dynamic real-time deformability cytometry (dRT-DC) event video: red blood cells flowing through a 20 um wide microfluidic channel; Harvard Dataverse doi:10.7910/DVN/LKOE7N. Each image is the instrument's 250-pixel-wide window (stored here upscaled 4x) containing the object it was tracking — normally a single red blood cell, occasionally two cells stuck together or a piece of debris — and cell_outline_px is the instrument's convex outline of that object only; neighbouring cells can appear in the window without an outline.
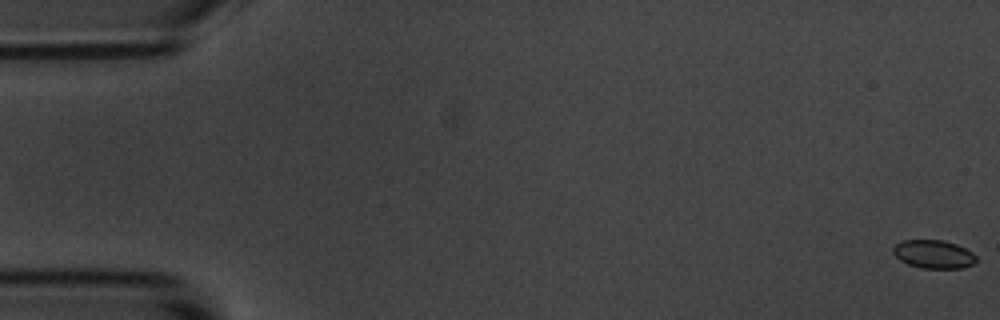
{"species": "common noctule bat (a hibernating species)", "species_latin": "Nyctalus noctula", "temperature_condition": "room temperature", "stored_images_in_passage": 58, "camera_frame_rate_fps": 3000, "um_per_image_px": 0.085, "animal": {"sex": "male", "body_mass_g": 20.1, "forearm_length_mm": 53.5}, "frame": {"image": 1, "passage_image": 1, "time_ms": 0.0, "image_size_px": [1000, 320], "cell_outline_px": [[976, 260], [972, 264], [960, 268], [924, 268], [908, 264], [900, 260], [892, 252], [892, 248], [896, 244], [904, 240], [944, 240], [956, 244], [972, 252], [976, 256]], "centroid_in_image_um": [79.34, 21.6], "position_along_channel_um": 5.7, "area_um2": 13.58}}
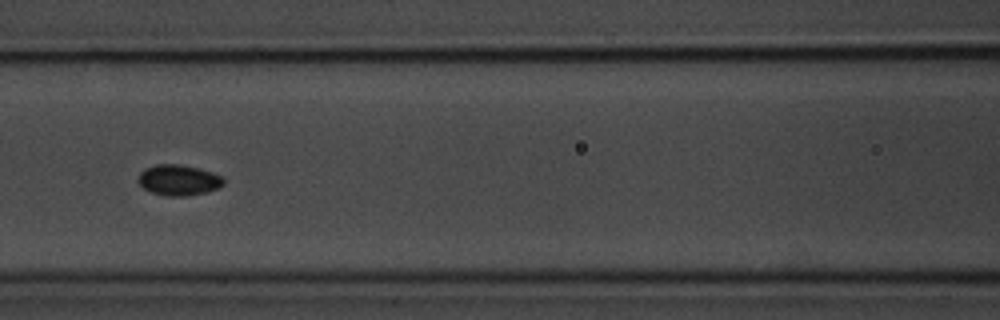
{"frame": {"image": 2, "passage_image": 26, "time_ms": 8.333, "image_size_px": [1000, 320], "cell_outline_px": [[224, 184], [220, 188], [208, 192], [188, 196], [164, 196], [152, 192], [144, 188], [140, 184], [140, 172], [156, 164], [180, 164], [212, 172], [220, 176], [224, 180]], "centroid_in_image_um": [15.23, 15.32], "position_along_channel_um": 151.4, "area_um2": 15.14}}
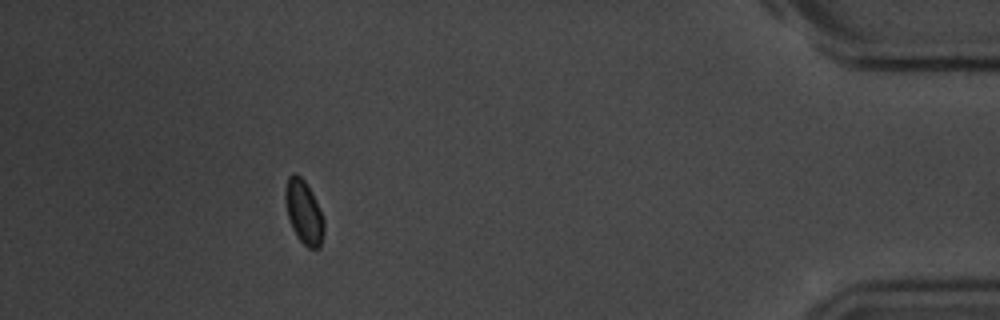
{"frame": {"image": 3, "passage_image": 53, "time_ms": 17.333, "image_size_px": [1000, 320], "cell_outline_px": [[324, 232], [320, 248], [308, 248], [300, 240], [292, 228], [288, 216], [284, 200], [284, 192], [288, 176], [292, 172], [296, 172], [304, 180], [312, 192], [324, 220]], "centroid_in_image_um": [25.81, 18.0], "position_along_channel_um": 409.4, "area_um2": 14.39}}